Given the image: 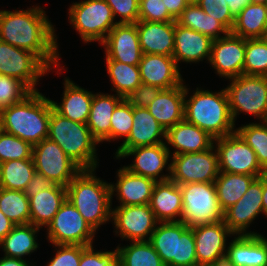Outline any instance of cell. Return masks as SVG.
<instances>
[{
  "label": "cell",
  "mask_w": 267,
  "mask_h": 266,
  "mask_svg": "<svg viewBox=\"0 0 267 266\" xmlns=\"http://www.w3.org/2000/svg\"><path fill=\"white\" fill-rule=\"evenodd\" d=\"M45 8L32 5L24 9L0 10V40L36 54L51 70L61 74V54L55 26ZM59 72V73H58Z\"/></svg>",
  "instance_id": "6da1fadb"
},
{
  "label": "cell",
  "mask_w": 267,
  "mask_h": 266,
  "mask_svg": "<svg viewBox=\"0 0 267 266\" xmlns=\"http://www.w3.org/2000/svg\"><path fill=\"white\" fill-rule=\"evenodd\" d=\"M32 91L21 102L0 109V129L32 146L48 138L51 109L49 97Z\"/></svg>",
  "instance_id": "7a4b0ae2"
},
{
  "label": "cell",
  "mask_w": 267,
  "mask_h": 266,
  "mask_svg": "<svg viewBox=\"0 0 267 266\" xmlns=\"http://www.w3.org/2000/svg\"><path fill=\"white\" fill-rule=\"evenodd\" d=\"M189 91L191 89L185 84L184 119L187 122L208 132L214 139L236 132L225 88L213 92L197 87L192 95Z\"/></svg>",
  "instance_id": "3957f363"
},
{
  "label": "cell",
  "mask_w": 267,
  "mask_h": 266,
  "mask_svg": "<svg viewBox=\"0 0 267 266\" xmlns=\"http://www.w3.org/2000/svg\"><path fill=\"white\" fill-rule=\"evenodd\" d=\"M96 169H82L68 184L67 199L95 232L111 221L110 183L97 177Z\"/></svg>",
  "instance_id": "277c9868"
},
{
  "label": "cell",
  "mask_w": 267,
  "mask_h": 266,
  "mask_svg": "<svg viewBox=\"0 0 267 266\" xmlns=\"http://www.w3.org/2000/svg\"><path fill=\"white\" fill-rule=\"evenodd\" d=\"M48 138L57 143L81 169H97L99 142L88 126L74 122L51 109Z\"/></svg>",
  "instance_id": "5b68a950"
},
{
  "label": "cell",
  "mask_w": 267,
  "mask_h": 266,
  "mask_svg": "<svg viewBox=\"0 0 267 266\" xmlns=\"http://www.w3.org/2000/svg\"><path fill=\"white\" fill-rule=\"evenodd\" d=\"M149 242L166 266H198L193 227L179 222H158Z\"/></svg>",
  "instance_id": "8992f818"
},
{
  "label": "cell",
  "mask_w": 267,
  "mask_h": 266,
  "mask_svg": "<svg viewBox=\"0 0 267 266\" xmlns=\"http://www.w3.org/2000/svg\"><path fill=\"white\" fill-rule=\"evenodd\" d=\"M227 80L225 90L235 125L241 113L267 121V76L241 74Z\"/></svg>",
  "instance_id": "52a82bcc"
},
{
  "label": "cell",
  "mask_w": 267,
  "mask_h": 266,
  "mask_svg": "<svg viewBox=\"0 0 267 266\" xmlns=\"http://www.w3.org/2000/svg\"><path fill=\"white\" fill-rule=\"evenodd\" d=\"M68 21L84 44H101L118 23L105 0L73 2L68 8Z\"/></svg>",
  "instance_id": "ba28073f"
},
{
  "label": "cell",
  "mask_w": 267,
  "mask_h": 266,
  "mask_svg": "<svg viewBox=\"0 0 267 266\" xmlns=\"http://www.w3.org/2000/svg\"><path fill=\"white\" fill-rule=\"evenodd\" d=\"M179 186L183 200L181 222L193 227L223 220L214 183H187Z\"/></svg>",
  "instance_id": "9c48e42d"
},
{
  "label": "cell",
  "mask_w": 267,
  "mask_h": 266,
  "mask_svg": "<svg viewBox=\"0 0 267 266\" xmlns=\"http://www.w3.org/2000/svg\"><path fill=\"white\" fill-rule=\"evenodd\" d=\"M48 242L54 244L93 245L96 232L68 200L61 205L53 220L44 230Z\"/></svg>",
  "instance_id": "30bf717a"
},
{
  "label": "cell",
  "mask_w": 267,
  "mask_h": 266,
  "mask_svg": "<svg viewBox=\"0 0 267 266\" xmlns=\"http://www.w3.org/2000/svg\"><path fill=\"white\" fill-rule=\"evenodd\" d=\"M218 174V154L214 146L202 152L171 156L169 180L178 185L214 183Z\"/></svg>",
  "instance_id": "8fae6325"
},
{
  "label": "cell",
  "mask_w": 267,
  "mask_h": 266,
  "mask_svg": "<svg viewBox=\"0 0 267 266\" xmlns=\"http://www.w3.org/2000/svg\"><path fill=\"white\" fill-rule=\"evenodd\" d=\"M51 71L33 52L0 40V75L17 78L31 91H39L38 82Z\"/></svg>",
  "instance_id": "7c38bea8"
},
{
  "label": "cell",
  "mask_w": 267,
  "mask_h": 266,
  "mask_svg": "<svg viewBox=\"0 0 267 266\" xmlns=\"http://www.w3.org/2000/svg\"><path fill=\"white\" fill-rule=\"evenodd\" d=\"M219 172L252 175L259 178L266 171L260 166L252 148L234 132L214 139Z\"/></svg>",
  "instance_id": "4fadbf2b"
},
{
  "label": "cell",
  "mask_w": 267,
  "mask_h": 266,
  "mask_svg": "<svg viewBox=\"0 0 267 266\" xmlns=\"http://www.w3.org/2000/svg\"><path fill=\"white\" fill-rule=\"evenodd\" d=\"M32 158L35 171L42 173L54 184L65 187L82 170L49 138L33 146Z\"/></svg>",
  "instance_id": "5bb4252c"
},
{
  "label": "cell",
  "mask_w": 267,
  "mask_h": 266,
  "mask_svg": "<svg viewBox=\"0 0 267 266\" xmlns=\"http://www.w3.org/2000/svg\"><path fill=\"white\" fill-rule=\"evenodd\" d=\"M111 222L114 235L121 240L149 241L158 221L147 205L115 206L112 208Z\"/></svg>",
  "instance_id": "9a60e30c"
},
{
  "label": "cell",
  "mask_w": 267,
  "mask_h": 266,
  "mask_svg": "<svg viewBox=\"0 0 267 266\" xmlns=\"http://www.w3.org/2000/svg\"><path fill=\"white\" fill-rule=\"evenodd\" d=\"M263 175L256 178L241 199L223 212V221L234 235H257L250 224L263 214Z\"/></svg>",
  "instance_id": "2e32d148"
},
{
  "label": "cell",
  "mask_w": 267,
  "mask_h": 266,
  "mask_svg": "<svg viewBox=\"0 0 267 266\" xmlns=\"http://www.w3.org/2000/svg\"><path fill=\"white\" fill-rule=\"evenodd\" d=\"M129 156L132 158L134 156L132 163L123 166L129 172L151 178L156 182L169 180L171 155L165 143L128 149L118 159L121 160ZM164 170L166 174H164Z\"/></svg>",
  "instance_id": "e0dca14e"
},
{
  "label": "cell",
  "mask_w": 267,
  "mask_h": 266,
  "mask_svg": "<svg viewBox=\"0 0 267 266\" xmlns=\"http://www.w3.org/2000/svg\"><path fill=\"white\" fill-rule=\"evenodd\" d=\"M246 39L231 32L217 40H213L209 64L215 74L225 79L243 74Z\"/></svg>",
  "instance_id": "ac0fdd59"
},
{
  "label": "cell",
  "mask_w": 267,
  "mask_h": 266,
  "mask_svg": "<svg viewBox=\"0 0 267 266\" xmlns=\"http://www.w3.org/2000/svg\"><path fill=\"white\" fill-rule=\"evenodd\" d=\"M100 45L105 49L106 60L139 66L143 53L136 24L117 23Z\"/></svg>",
  "instance_id": "d6986e66"
},
{
  "label": "cell",
  "mask_w": 267,
  "mask_h": 266,
  "mask_svg": "<svg viewBox=\"0 0 267 266\" xmlns=\"http://www.w3.org/2000/svg\"><path fill=\"white\" fill-rule=\"evenodd\" d=\"M193 235L198 266H207L227 253L228 240L234 236L223 220L193 226Z\"/></svg>",
  "instance_id": "ffe728a7"
},
{
  "label": "cell",
  "mask_w": 267,
  "mask_h": 266,
  "mask_svg": "<svg viewBox=\"0 0 267 266\" xmlns=\"http://www.w3.org/2000/svg\"><path fill=\"white\" fill-rule=\"evenodd\" d=\"M166 130L150 114L148 108L133 106V127L129 136L116 149V160L128 149L165 143Z\"/></svg>",
  "instance_id": "44dd1931"
},
{
  "label": "cell",
  "mask_w": 267,
  "mask_h": 266,
  "mask_svg": "<svg viewBox=\"0 0 267 266\" xmlns=\"http://www.w3.org/2000/svg\"><path fill=\"white\" fill-rule=\"evenodd\" d=\"M139 70L142 83L162 90L185 83L173 56L143 54L139 63Z\"/></svg>",
  "instance_id": "7402d4cb"
},
{
  "label": "cell",
  "mask_w": 267,
  "mask_h": 266,
  "mask_svg": "<svg viewBox=\"0 0 267 266\" xmlns=\"http://www.w3.org/2000/svg\"><path fill=\"white\" fill-rule=\"evenodd\" d=\"M119 168L116 171V183L110 182L111 200L116 196L119 206L149 204L157 182L148 177L135 175L124 167Z\"/></svg>",
  "instance_id": "603a6c76"
},
{
  "label": "cell",
  "mask_w": 267,
  "mask_h": 266,
  "mask_svg": "<svg viewBox=\"0 0 267 266\" xmlns=\"http://www.w3.org/2000/svg\"><path fill=\"white\" fill-rule=\"evenodd\" d=\"M213 40L200 32L179 25L175 21L173 58L180 68L181 62L198 64L210 59Z\"/></svg>",
  "instance_id": "cb8c5ba5"
},
{
  "label": "cell",
  "mask_w": 267,
  "mask_h": 266,
  "mask_svg": "<svg viewBox=\"0 0 267 266\" xmlns=\"http://www.w3.org/2000/svg\"><path fill=\"white\" fill-rule=\"evenodd\" d=\"M165 144L172 156L208 150L214 146V138L184 119L166 130ZM172 148L175 149L173 152Z\"/></svg>",
  "instance_id": "d4e9b609"
},
{
  "label": "cell",
  "mask_w": 267,
  "mask_h": 266,
  "mask_svg": "<svg viewBox=\"0 0 267 266\" xmlns=\"http://www.w3.org/2000/svg\"><path fill=\"white\" fill-rule=\"evenodd\" d=\"M136 28L143 54L173 56L175 21L149 22L138 20Z\"/></svg>",
  "instance_id": "484cf974"
},
{
  "label": "cell",
  "mask_w": 267,
  "mask_h": 266,
  "mask_svg": "<svg viewBox=\"0 0 267 266\" xmlns=\"http://www.w3.org/2000/svg\"><path fill=\"white\" fill-rule=\"evenodd\" d=\"M63 85L61 102L50 99L53 109L65 118L86 124L94 93L75 84L69 77L64 78Z\"/></svg>",
  "instance_id": "4316f807"
},
{
  "label": "cell",
  "mask_w": 267,
  "mask_h": 266,
  "mask_svg": "<svg viewBox=\"0 0 267 266\" xmlns=\"http://www.w3.org/2000/svg\"><path fill=\"white\" fill-rule=\"evenodd\" d=\"M185 83L171 89L161 90L147 107L150 114L165 129L184 120Z\"/></svg>",
  "instance_id": "83f0119b"
},
{
  "label": "cell",
  "mask_w": 267,
  "mask_h": 266,
  "mask_svg": "<svg viewBox=\"0 0 267 266\" xmlns=\"http://www.w3.org/2000/svg\"><path fill=\"white\" fill-rule=\"evenodd\" d=\"M158 222H179L183 211L180 186L167 180L157 182L149 203Z\"/></svg>",
  "instance_id": "f1b7e54d"
},
{
  "label": "cell",
  "mask_w": 267,
  "mask_h": 266,
  "mask_svg": "<svg viewBox=\"0 0 267 266\" xmlns=\"http://www.w3.org/2000/svg\"><path fill=\"white\" fill-rule=\"evenodd\" d=\"M227 254L235 266H267V238L263 234L234 235Z\"/></svg>",
  "instance_id": "f546056e"
},
{
  "label": "cell",
  "mask_w": 267,
  "mask_h": 266,
  "mask_svg": "<svg viewBox=\"0 0 267 266\" xmlns=\"http://www.w3.org/2000/svg\"><path fill=\"white\" fill-rule=\"evenodd\" d=\"M124 98L116 94H93L89 118L86 123L93 137L100 143L111 142L112 113Z\"/></svg>",
  "instance_id": "4dcf8cb0"
},
{
  "label": "cell",
  "mask_w": 267,
  "mask_h": 266,
  "mask_svg": "<svg viewBox=\"0 0 267 266\" xmlns=\"http://www.w3.org/2000/svg\"><path fill=\"white\" fill-rule=\"evenodd\" d=\"M30 206V223L41 227L53 220V217L67 199V189L65 186L54 184L47 190L40 191L38 194L28 197Z\"/></svg>",
  "instance_id": "1f68e13d"
},
{
  "label": "cell",
  "mask_w": 267,
  "mask_h": 266,
  "mask_svg": "<svg viewBox=\"0 0 267 266\" xmlns=\"http://www.w3.org/2000/svg\"><path fill=\"white\" fill-rule=\"evenodd\" d=\"M41 227L31 223L15 225L11 232L0 241V249L5 257L24 259L37 251L39 243L37 237Z\"/></svg>",
  "instance_id": "d6a6232c"
},
{
  "label": "cell",
  "mask_w": 267,
  "mask_h": 266,
  "mask_svg": "<svg viewBox=\"0 0 267 266\" xmlns=\"http://www.w3.org/2000/svg\"><path fill=\"white\" fill-rule=\"evenodd\" d=\"M231 33L244 39L265 38L267 5L248 3L235 18Z\"/></svg>",
  "instance_id": "836d02e7"
},
{
  "label": "cell",
  "mask_w": 267,
  "mask_h": 266,
  "mask_svg": "<svg viewBox=\"0 0 267 266\" xmlns=\"http://www.w3.org/2000/svg\"><path fill=\"white\" fill-rule=\"evenodd\" d=\"M255 179L252 175L219 172L214 184L222 211L238 202Z\"/></svg>",
  "instance_id": "e575fe53"
},
{
  "label": "cell",
  "mask_w": 267,
  "mask_h": 266,
  "mask_svg": "<svg viewBox=\"0 0 267 266\" xmlns=\"http://www.w3.org/2000/svg\"><path fill=\"white\" fill-rule=\"evenodd\" d=\"M106 71L116 95L127 97L142 83L139 66L128 65L115 60H106Z\"/></svg>",
  "instance_id": "d590c367"
},
{
  "label": "cell",
  "mask_w": 267,
  "mask_h": 266,
  "mask_svg": "<svg viewBox=\"0 0 267 266\" xmlns=\"http://www.w3.org/2000/svg\"><path fill=\"white\" fill-rule=\"evenodd\" d=\"M117 246L118 266H166L149 241Z\"/></svg>",
  "instance_id": "8d00e7d4"
},
{
  "label": "cell",
  "mask_w": 267,
  "mask_h": 266,
  "mask_svg": "<svg viewBox=\"0 0 267 266\" xmlns=\"http://www.w3.org/2000/svg\"><path fill=\"white\" fill-rule=\"evenodd\" d=\"M34 172L33 158L0 163V187L24 192Z\"/></svg>",
  "instance_id": "74e56055"
},
{
  "label": "cell",
  "mask_w": 267,
  "mask_h": 266,
  "mask_svg": "<svg viewBox=\"0 0 267 266\" xmlns=\"http://www.w3.org/2000/svg\"><path fill=\"white\" fill-rule=\"evenodd\" d=\"M0 210L15 225L30 223L29 198L23 191L0 187Z\"/></svg>",
  "instance_id": "f35d334b"
},
{
  "label": "cell",
  "mask_w": 267,
  "mask_h": 266,
  "mask_svg": "<svg viewBox=\"0 0 267 266\" xmlns=\"http://www.w3.org/2000/svg\"><path fill=\"white\" fill-rule=\"evenodd\" d=\"M236 132L252 148L260 166L267 172V121L241 124Z\"/></svg>",
  "instance_id": "ab89813d"
},
{
  "label": "cell",
  "mask_w": 267,
  "mask_h": 266,
  "mask_svg": "<svg viewBox=\"0 0 267 266\" xmlns=\"http://www.w3.org/2000/svg\"><path fill=\"white\" fill-rule=\"evenodd\" d=\"M243 74L267 76V39H246Z\"/></svg>",
  "instance_id": "60d3db41"
},
{
  "label": "cell",
  "mask_w": 267,
  "mask_h": 266,
  "mask_svg": "<svg viewBox=\"0 0 267 266\" xmlns=\"http://www.w3.org/2000/svg\"><path fill=\"white\" fill-rule=\"evenodd\" d=\"M33 146L0 129V163L32 158Z\"/></svg>",
  "instance_id": "b9f144b4"
},
{
  "label": "cell",
  "mask_w": 267,
  "mask_h": 266,
  "mask_svg": "<svg viewBox=\"0 0 267 266\" xmlns=\"http://www.w3.org/2000/svg\"><path fill=\"white\" fill-rule=\"evenodd\" d=\"M133 127V106L127 99H123L112 113L111 119V141L129 136Z\"/></svg>",
  "instance_id": "7bdbcfd3"
},
{
  "label": "cell",
  "mask_w": 267,
  "mask_h": 266,
  "mask_svg": "<svg viewBox=\"0 0 267 266\" xmlns=\"http://www.w3.org/2000/svg\"><path fill=\"white\" fill-rule=\"evenodd\" d=\"M31 92L19 79L0 75V109L21 102Z\"/></svg>",
  "instance_id": "ee69618b"
},
{
  "label": "cell",
  "mask_w": 267,
  "mask_h": 266,
  "mask_svg": "<svg viewBox=\"0 0 267 266\" xmlns=\"http://www.w3.org/2000/svg\"><path fill=\"white\" fill-rule=\"evenodd\" d=\"M79 266H118L117 251H96L93 245L82 246Z\"/></svg>",
  "instance_id": "f6af8a7d"
},
{
  "label": "cell",
  "mask_w": 267,
  "mask_h": 266,
  "mask_svg": "<svg viewBox=\"0 0 267 266\" xmlns=\"http://www.w3.org/2000/svg\"><path fill=\"white\" fill-rule=\"evenodd\" d=\"M139 20L149 22L176 21L168 13L163 0H139Z\"/></svg>",
  "instance_id": "bcb514c9"
},
{
  "label": "cell",
  "mask_w": 267,
  "mask_h": 266,
  "mask_svg": "<svg viewBox=\"0 0 267 266\" xmlns=\"http://www.w3.org/2000/svg\"><path fill=\"white\" fill-rule=\"evenodd\" d=\"M112 9L114 19L121 17L118 23L136 24L139 20V0H105Z\"/></svg>",
  "instance_id": "7dc6e473"
},
{
  "label": "cell",
  "mask_w": 267,
  "mask_h": 266,
  "mask_svg": "<svg viewBox=\"0 0 267 266\" xmlns=\"http://www.w3.org/2000/svg\"><path fill=\"white\" fill-rule=\"evenodd\" d=\"M55 255L46 266H79L82 245L54 244Z\"/></svg>",
  "instance_id": "c3c4849f"
},
{
  "label": "cell",
  "mask_w": 267,
  "mask_h": 266,
  "mask_svg": "<svg viewBox=\"0 0 267 266\" xmlns=\"http://www.w3.org/2000/svg\"><path fill=\"white\" fill-rule=\"evenodd\" d=\"M179 25L202 33L204 11L198 4H188L176 19Z\"/></svg>",
  "instance_id": "681fc988"
},
{
  "label": "cell",
  "mask_w": 267,
  "mask_h": 266,
  "mask_svg": "<svg viewBox=\"0 0 267 266\" xmlns=\"http://www.w3.org/2000/svg\"><path fill=\"white\" fill-rule=\"evenodd\" d=\"M205 13L221 22L230 32L233 29L235 18L232 16L229 6H222L219 2L199 1L197 3Z\"/></svg>",
  "instance_id": "f907efd6"
},
{
  "label": "cell",
  "mask_w": 267,
  "mask_h": 266,
  "mask_svg": "<svg viewBox=\"0 0 267 266\" xmlns=\"http://www.w3.org/2000/svg\"><path fill=\"white\" fill-rule=\"evenodd\" d=\"M162 89L141 83L128 97L127 100L134 107L147 108L150 103L157 97Z\"/></svg>",
  "instance_id": "816d5d0a"
},
{
  "label": "cell",
  "mask_w": 267,
  "mask_h": 266,
  "mask_svg": "<svg viewBox=\"0 0 267 266\" xmlns=\"http://www.w3.org/2000/svg\"><path fill=\"white\" fill-rule=\"evenodd\" d=\"M229 33L230 31L221 22L204 12L203 35L210 37L212 40H217Z\"/></svg>",
  "instance_id": "f5cc1de1"
},
{
  "label": "cell",
  "mask_w": 267,
  "mask_h": 266,
  "mask_svg": "<svg viewBox=\"0 0 267 266\" xmlns=\"http://www.w3.org/2000/svg\"><path fill=\"white\" fill-rule=\"evenodd\" d=\"M53 185L54 183L51 180L45 177L42 173L35 171L24 193L27 197H32L40 191L51 188Z\"/></svg>",
  "instance_id": "db71d44e"
},
{
  "label": "cell",
  "mask_w": 267,
  "mask_h": 266,
  "mask_svg": "<svg viewBox=\"0 0 267 266\" xmlns=\"http://www.w3.org/2000/svg\"><path fill=\"white\" fill-rule=\"evenodd\" d=\"M168 13L176 20L187 7L188 3L185 0H163Z\"/></svg>",
  "instance_id": "11a10c76"
},
{
  "label": "cell",
  "mask_w": 267,
  "mask_h": 266,
  "mask_svg": "<svg viewBox=\"0 0 267 266\" xmlns=\"http://www.w3.org/2000/svg\"><path fill=\"white\" fill-rule=\"evenodd\" d=\"M14 226L15 224L0 210V241L11 232Z\"/></svg>",
  "instance_id": "9f6ffc18"
},
{
  "label": "cell",
  "mask_w": 267,
  "mask_h": 266,
  "mask_svg": "<svg viewBox=\"0 0 267 266\" xmlns=\"http://www.w3.org/2000/svg\"><path fill=\"white\" fill-rule=\"evenodd\" d=\"M20 259V258H9V257H1L0 258V266H36L34 262L31 263L29 260Z\"/></svg>",
  "instance_id": "6f0895ef"
},
{
  "label": "cell",
  "mask_w": 267,
  "mask_h": 266,
  "mask_svg": "<svg viewBox=\"0 0 267 266\" xmlns=\"http://www.w3.org/2000/svg\"><path fill=\"white\" fill-rule=\"evenodd\" d=\"M229 10L234 18H236L241 10L249 3L248 0H226Z\"/></svg>",
  "instance_id": "680465c9"
},
{
  "label": "cell",
  "mask_w": 267,
  "mask_h": 266,
  "mask_svg": "<svg viewBox=\"0 0 267 266\" xmlns=\"http://www.w3.org/2000/svg\"><path fill=\"white\" fill-rule=\"evenodd\" d=\"M207 266H235L231 261L230 256L225 253L217 257L213 262L209 263Z\"/></svg>",
  "instance_id": "91938a15"
},
{
  "label": "cell",
  "mask_w": 267,
  "mask_h": 266,
  "mask_svg": "<svg viewBox=\"0 0 267 266\" xmlns=\"http://www.w3.org/2000/svg\"><path fill=\"white\" fill-rule=\"evenodd\" d=\"M262 206H263V216L267 217V172L263 174Z\"/></svg>",
  "instance_id": "94428289"
},
{
  "label": "cell",
  "mask_w": 267,
  "mask_h": 266,
  "mask_svg": "<svg viewBox=\"0 0 267 266\" xmlns=\"http://www.w3.org/2000/svg\"><path fill=\"white\" fill-rule=\"evenodd\" d=\"M249 3H252V4H265L267 5V0H248Z\"/></svg>",
  "instance_id": "6125c7cd"
},
{
  "label": "cell",
  "mask_w": 267,
  "mask_h": 266,
  "mask_svg": "<svg viewBox=\"0 0 267 266\" xmlns=\"http://www.w3.org/2000/svg\"><path fill=\"white\" fill-rule=\"evenodd\" d=\"M199 1H206V2H215V1H217L222 6L228 5V3L226 2V0H199Z\"/></svg>",
  "instance_id": "be15d7a7"
},
{
  "label": "cell",
  "mask_w": 267,
  "mask_h": 266,
  "mask_svg": "<svg viewBox=\"0 0 267 266\" xmlns=\"http://www.w3.org/2000/svg\"><path fill=\"white\" fill-rule=\"evenodd\" d=\"M188 4H197L199 0H185Z\"/></svg>",
  "instance_id": "e7e4bbea"
}]
</instances>
